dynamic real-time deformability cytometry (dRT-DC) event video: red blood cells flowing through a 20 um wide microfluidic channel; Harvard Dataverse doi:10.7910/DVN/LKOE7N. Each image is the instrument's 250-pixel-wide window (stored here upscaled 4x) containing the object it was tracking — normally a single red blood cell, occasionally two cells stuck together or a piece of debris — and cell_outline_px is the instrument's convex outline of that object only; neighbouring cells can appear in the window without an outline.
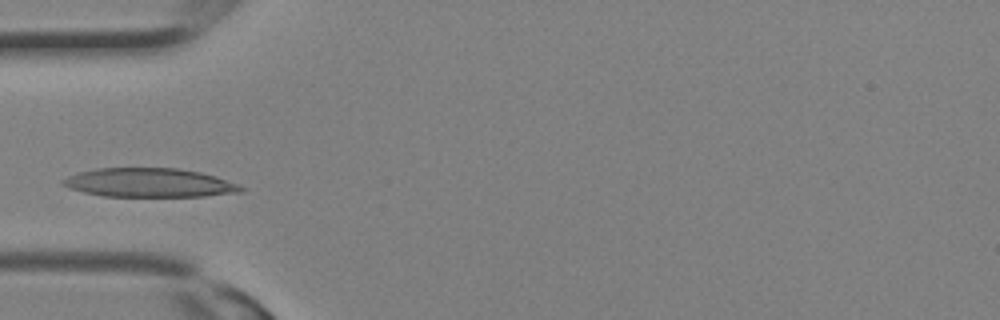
{"species": "Egyptian fruit bat (a non-hibernating species)", "species_latin": "Rousettus aegyptiacus", "temperature_condition": "room temperature", "stored_images_in_passage": 9, "camera_frame_rate_fps": 3000, "um_per_image_px": 0.085, "animal": {"sex": "female"}, "frame": {"image": 1, "passage_image": 6, "time_ms": 1.667, "image_size_px": [1000, 320], "cell_outline_px": [[244, 192], [204, 196], [104, 196], [84, 192], [72, 188], [64, 184], [60, 180], [68, 176], [80, 172], [96, 168], [180, 168], [200, 172], [216, 176], [236, 184], [244, 188]], "centroid_in_image_um": [12.72, 15.52], "position_along_channel_um": 72.3, "area_um2": 29.77}}
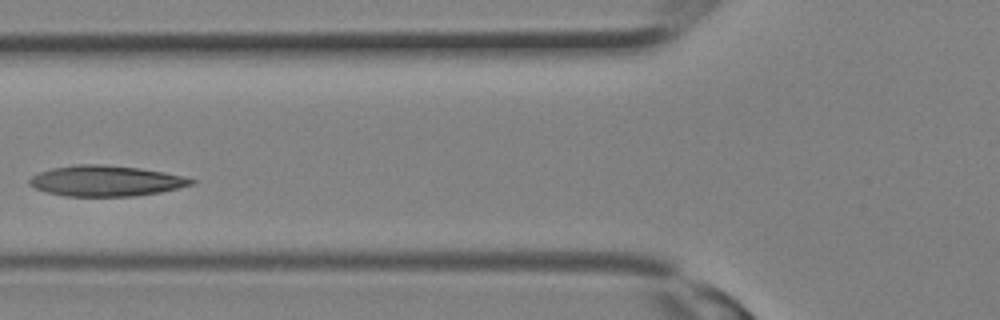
{"frame": {"image": 2, "passage_image": 8, "time_ms": 2.333, "image_size_px": [1000, 320], "cell_outline_px": [[196, 184], [160, 192], [136, 196], [64, 196], [48, 192], [36, 188], [28, 184], [28, 180], [32, 176], [40, 172], [52, 168], [76, 164], [100, 164], [140, 168], [164, 172], [184, 176], [196, 180]], "centroid_in_image_um": [9.03, 15.37], "position_along_channel_um": 116.8, "area_um2": 28.96}}